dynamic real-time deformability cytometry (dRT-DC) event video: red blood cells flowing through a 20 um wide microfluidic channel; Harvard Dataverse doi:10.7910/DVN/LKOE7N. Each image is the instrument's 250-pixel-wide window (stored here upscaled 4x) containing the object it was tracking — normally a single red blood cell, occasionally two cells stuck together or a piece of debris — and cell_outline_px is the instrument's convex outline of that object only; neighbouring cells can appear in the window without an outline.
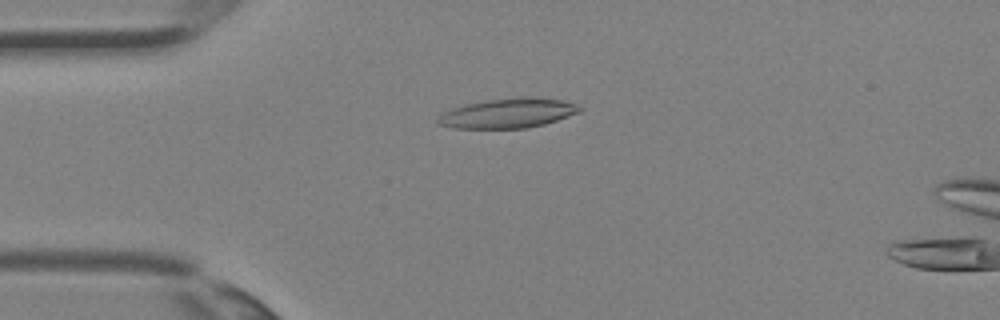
{"species": "Egyptian fruit bat (a non-hibernating species)", "species_latin": "Rousettus aegyptiacus", "temperature_condition": "room temperature", "stored_images_in_passage": 8, "camera_frame_rate_fps": 3000, "um_per_image_px": 0.085, "animal": {"sex": "female"}, "frame": {"image": 1, "passage_image": 6, "time_ms": 1.667, "image_size_px": [1000, 320], "cell_outline_px": [[584, 108], [580, 112], [544, 124], [528, 128], [452, 128], [436, 124], [436, 120], [444, 112], [452, 108], [464, 104], [484, 100], [564, 100], [580, 104]], "centroid_in_image_um": [43.13, 9.67], "position_along_channel_um": 41.9, "area_um2": 23.64}}